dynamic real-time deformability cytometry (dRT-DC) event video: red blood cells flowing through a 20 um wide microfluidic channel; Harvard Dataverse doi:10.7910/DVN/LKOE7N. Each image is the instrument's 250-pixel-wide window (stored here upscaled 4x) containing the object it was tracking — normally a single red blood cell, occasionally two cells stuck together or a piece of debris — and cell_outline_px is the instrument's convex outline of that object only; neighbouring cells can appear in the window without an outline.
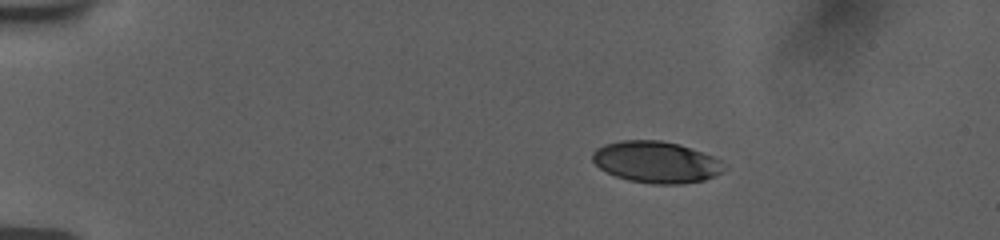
{"species": "human", "species_latin": "Homo sapiens", "temperature_condition": "room temperature", "stored_images_in_passage": 46, "camera_frame_rate_fps": 3000, "um_per_image_px": 0.085, "donor": {"sex": "female"}, "frame": {"image": 1, "passage_image": 1, "time_ms": 0.0, "image_size_px": [1000, 240], "cell_outline_px": [[728, 164], [724, 172], [716, 176], [704, 180], [684, 184], [652, 184], [628, 180], [616, 176], [600, 168], [592, 160], [592, 152], [596, 148], [604, 144], [620, 140], [660, 140], [680, 144], [704, 152]], "centroid_in_image_um": [55.82, 13.77], "position_along_channel_um": 29.2, "area_um2": 32.31}}
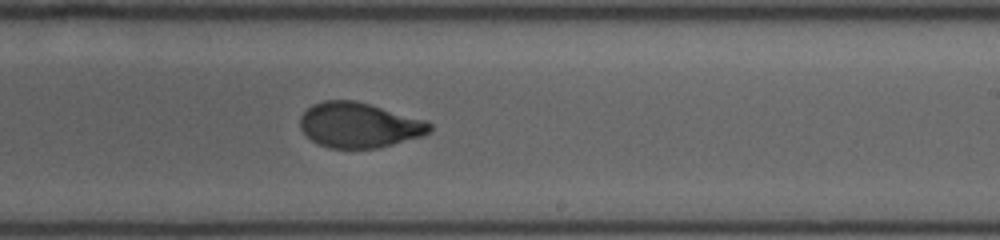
{"frame": {"image": 2, "passage_image": 26, "time_ms": 8.333, "image_size_px": [1000, 240], "cell_outline_px": [[432, 128], [428, 132], [420, 136], [392, 144], [376, 148], [328, 148], [316, 144], [300, 128], [300, 116], [312, 104], [324, 100], [356, 100], [428, 120], [432, 124]], "centroid_in_image_um": [30.51, 10.62], "position_along_channel_um": 258.5, "area_um2": 34.16}}
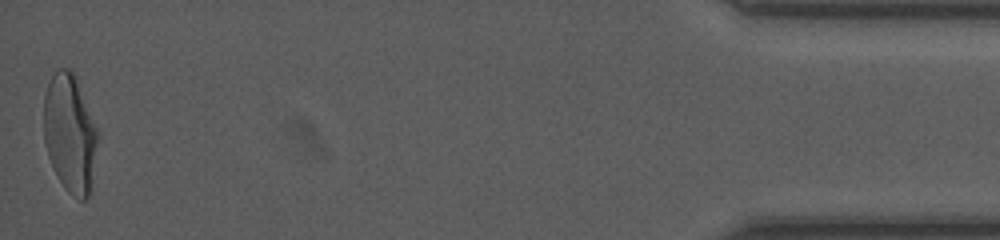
{"frame": {"image": 3, "passage_image": 46, "time_ms": 15.0, "image_size_px": [1000, 240], "cell_outline_px": [[100, 132], [92, 192], [84, 200], [80, 200], [72, 196], [64, 188], [48, 156], [44, 140], [44, 96], [48, 84], [56, 68], [68, 68], [76, 76]], "centroid_in_image_um": [6.0, 11.36], "position_along_channel_um": 429.2, "area_um2": 38.09}, "authors_computed_cell_mechanics": {"area_um2": 34.8823, "velocity_mm_per_s": 3.7736, "shape_relaxation_time_tau1_ms": 6.2047, "shape_relaxation_time_tau2_ms": 0.7558, "deformation_change_tau1": 0.2272, "deformation_change_tau2": 0.0587}}